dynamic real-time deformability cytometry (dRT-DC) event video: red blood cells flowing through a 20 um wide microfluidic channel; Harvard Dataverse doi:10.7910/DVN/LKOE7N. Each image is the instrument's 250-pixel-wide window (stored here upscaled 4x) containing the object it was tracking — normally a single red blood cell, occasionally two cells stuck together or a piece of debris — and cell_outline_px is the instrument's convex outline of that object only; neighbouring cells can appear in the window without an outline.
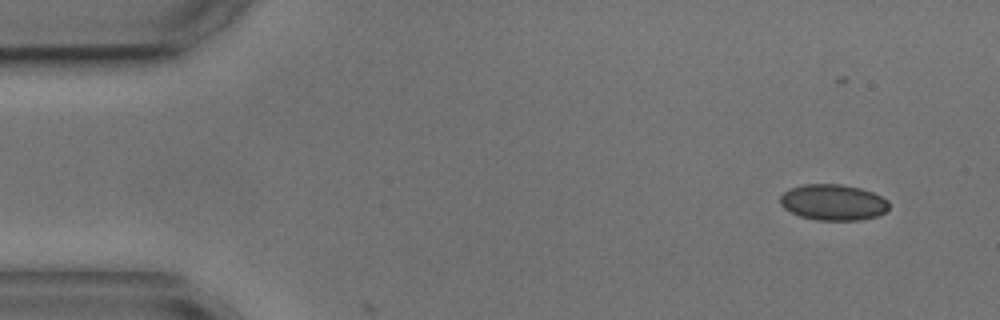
{"species": "common noctule bat (a hibernating species)", "species_latin": "Nyctalus noctula", "temperature_condition": "cold", "stored_images_in_passage": 4, "camera_frame_rate_fps": 3000, "um_per_image_px": 0.085, "animal": {"sex": "male", "body_mass_g": 17.9, "forearm_length_mm": 54.2}, "frame": {"image": 1, "passage_image": 1, "time_ms": 0.0, "image_size_px": [1000, 320], "cell_outline_px": [[888, 208], [884, 212], [876, 216], [860, 220], [816, 220], [800, 216], [784, 208], [780, 204], [780, 196], [788, 188], [804, 184], [840, 184], [860, 188], [872, 192], [888, 200]], "centroid_in_image_um": [70.79, 17.19], "position_along_channel_um": 14.2, "area_um2": 22.77}}